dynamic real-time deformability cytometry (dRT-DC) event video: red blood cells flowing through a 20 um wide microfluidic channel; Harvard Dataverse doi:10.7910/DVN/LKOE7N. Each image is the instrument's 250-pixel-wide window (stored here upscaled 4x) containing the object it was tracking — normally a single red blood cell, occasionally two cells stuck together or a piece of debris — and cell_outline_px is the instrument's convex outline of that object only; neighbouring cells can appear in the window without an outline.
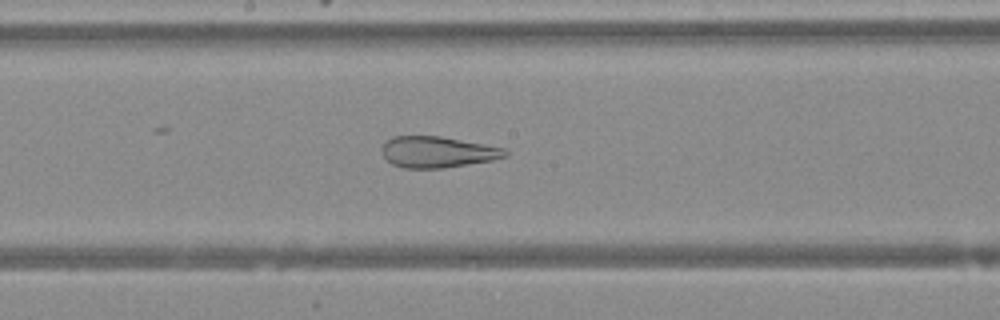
{"species": "Egyptian fruit bat (a non-hibernating species)", "species_latin": "Rousettus aegyptiacus", "temperature_condition": "warm", "stored_images_in_passage": 47, "camera_frame_rate_fps": 3000, "um_per_image_px": 0.085, "animal": {"sex": "female"}, "frame": {"image": 1, "passage_image": 25, "time_ms": 8.0, "image_size_px": [1000, 320], "cell_outline_px": [[508, 156], [492, 160], [444, 168], [404, 168], [392, 164], [384, 156], [380, 148], [392, 136], [440, 136], [504, 148], [508, 152]], "centroid_in_image_um": [37.18, 12.92], "position_along_channel_um": 211.0, "area_um2": 22.25}}
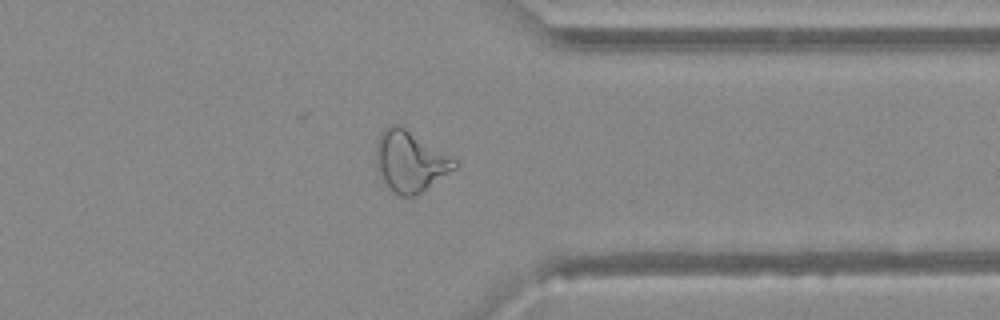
{"frame": {"image": 2, "passage_image": 37, "time_ms": 12.0, "image_size_px": [1000, 320], "cell_outline_px": [[456, 168], [416, 196], [400, 196], [392, 192], [376, 168], [376, 140], [380, 132], [384, 128], [392, 124], [400, 124], [456, 160]], "centroid_in_image_um": [34.82, 13.7], "position_along_channel_um": 376.6, "area_um2": 27.69}}
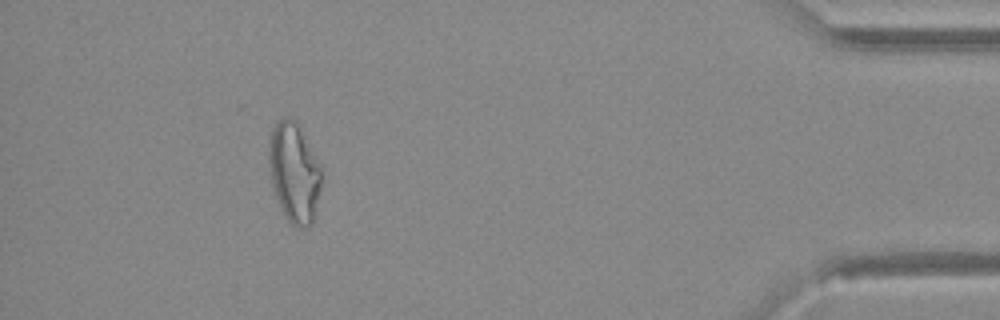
{"frame": {"image": 3, "passage_image": 43, "time_ms": 14.0, "image_size_px": [1000, 320], "cell_outline_px": [[320, 184], [312, 224], [308, 228], [296, 228], [288, 220], [276, 196], [272, 184], [268, 160], [268, 152], [272, 132], [276, 120], [284, 116], [296, 120], [320, 168]], "centroid_in_image_um": [24.97, 14.66], "position_along_channel_um": 410.2, "area_um2": 29.77}}